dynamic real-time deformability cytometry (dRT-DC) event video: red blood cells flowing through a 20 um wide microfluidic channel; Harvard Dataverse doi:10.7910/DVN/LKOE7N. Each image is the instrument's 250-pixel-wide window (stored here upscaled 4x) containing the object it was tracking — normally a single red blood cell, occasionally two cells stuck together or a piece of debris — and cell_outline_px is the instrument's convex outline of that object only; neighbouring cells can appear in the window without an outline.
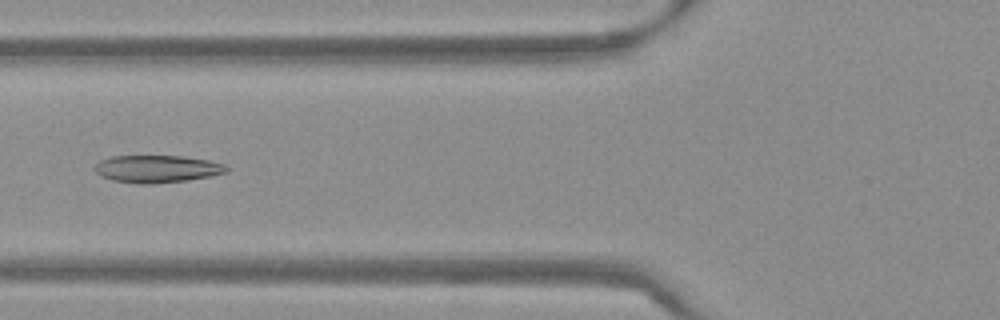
{"species": "Egyptian fruit bat (a non-hibernating species)", "species_latin": "Rousettus aegyptiacus", "temperature_condition": "warm", "stored_images_in_passage": 38, "camera_frame_rate_fps": 3000, "um_per_image_px": 0.085, "frame": {"image": 1, "passage_image": 5, "time_ms": 1.333, "image_size_px": [1000, 320], "cell_outline_px": [[228, 172], [212, 176], [188, 180], [152, 184], [136, 184], [112, 180], [100, 176], [92, 168], [100, 160], [112, 156], [184, 156], [208, 160], [224, 164], [228, 168]], "centroid_in_image_um": [13.33, 14.36], "position_along_channel_um": 112.5, "area_um2": 21.27}}
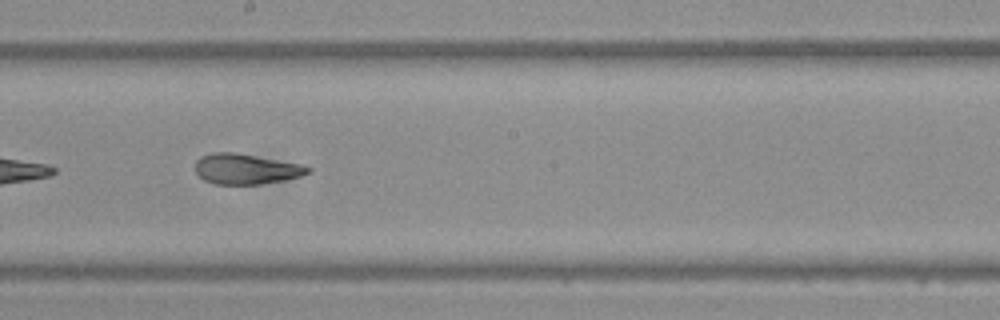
{"frame": {"image": 2, "passage_image": 14, "time_ms": 4.333, "image_size_px": [1000, 320], "cell_outline_px": [[312, 172], [300, 176], [284, 180], [260, 184], [216, 184], [204, 180], [196, 172], [196, 160], [200, 156], [212, 152], [236, 152], [300, 164], [312, 168]], "centroid_in_image_um": [20.91, 14.35], "position_along_channel_um": 227.3, "area_um2": 19.94}}
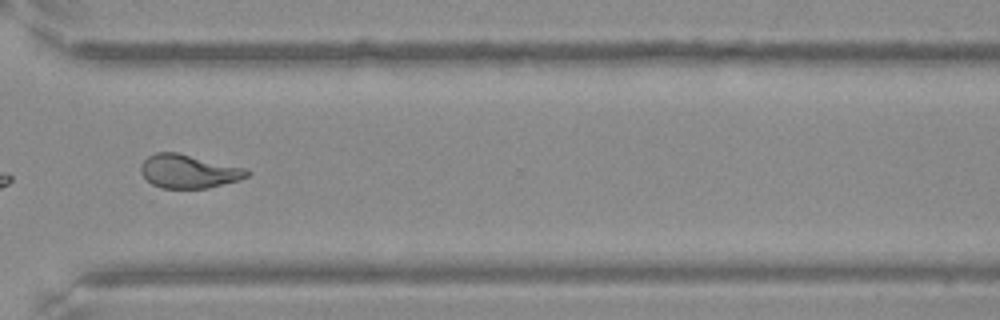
{"frame": {"image": 3, "passage_image": 24, "time_ms": 7.667, "image_size_px": [1000, 320], "cell_outline_px": [[252, 172], [248, 176], [240, 180], [208, 188], [160, 188], [152, 184], [140, 172], [140, 164], [148, 156], [156, 152], [176, 152], [248, 168]], "centroid_in_image_um": [16.07, 14.56], "position_along_channel_um": 354.5, "area_um2": 20.98}, "authors_computed_cell_mechanics": {"area_um2": 20.9236, "velocity_mm_per_s": 3.8205, "shape_relaxation_time_tau1_ms": 4.6941, "shape_relaxation_time_tau2_ms": 1.9667, "deformation_change_tau1": 0.1966, "deformation_change_tau2": 0.0903}}